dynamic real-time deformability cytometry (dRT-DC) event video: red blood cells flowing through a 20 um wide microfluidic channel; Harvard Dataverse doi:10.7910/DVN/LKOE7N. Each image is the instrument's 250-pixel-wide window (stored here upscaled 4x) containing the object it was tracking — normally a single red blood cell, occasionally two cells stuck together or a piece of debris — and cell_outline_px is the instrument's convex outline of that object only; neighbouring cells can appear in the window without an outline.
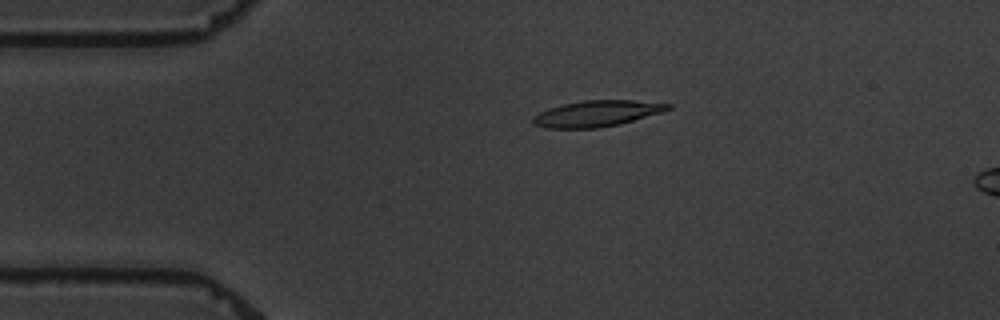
{"species": "common noctule bat (a hibernating species)", "species_latin": "Nyctalus noctula", "temperature_condition": "warm", "stored_images_in_passage": 4, "camera_frame_rate_fps": 3000, "um_per_image_px": 0.085, "animal": {"sex": "male", "body_mass_g": 19.5, "forearm_length_mm": 54.6}, "frame": {"image": 1, "passage_image": 2, "time_ms": 2.0, "image_size_px": [1000, 320], "cell_outline_px": [[672, 108], [660, 112], [620, 124], [596, 128], [544, 128], [532, 124], [532, 116], [548, 108], [564, 104], [584, 100], [632, 100], [672, 104]], "centroid_in_image_um": [50.68, 9.65], "position_along_channel_um": 34.3, "area_um2": 20.4}}